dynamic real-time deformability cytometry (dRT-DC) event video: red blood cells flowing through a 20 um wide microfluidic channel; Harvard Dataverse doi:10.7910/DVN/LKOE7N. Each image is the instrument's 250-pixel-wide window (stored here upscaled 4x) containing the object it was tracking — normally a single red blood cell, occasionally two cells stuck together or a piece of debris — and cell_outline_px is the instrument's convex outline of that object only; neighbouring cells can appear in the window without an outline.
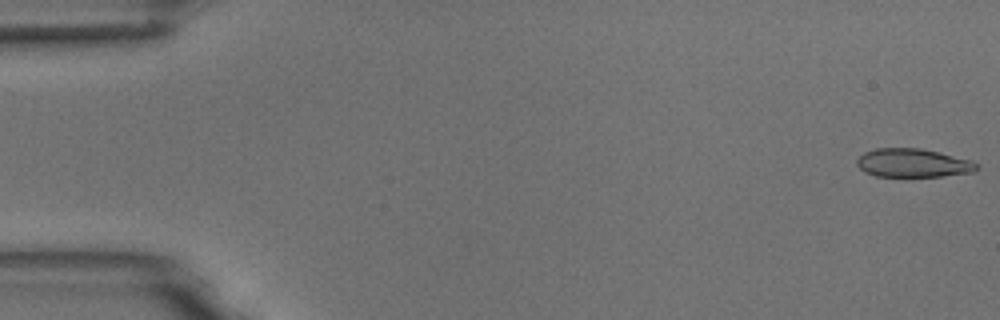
{"species": "common noctule bat (a hibernating species)", "species_latin": "Nyctalus noctula", "temperature_condition": "room temperature", "stored_images_in_passage": 49, "camera_frame_rate_fps": 3000, "um_per_image_px": 0.085, "animal": {"sex": "male", "body_mass_g": 18.8}, "frame": {"image": 1, "passage_image": 1, "time_ms": 0.0, "image_size_px": [1000, 320], "cell_outline_px": [[980, 168], [972, 172], [940, 176], [876, 176], [864, 172], [856, 164], [856, 160], [864, 152], [876, 148], [920, 148], [940, 152], [972, 160]], "centroid_in_image_um": [77.59, 13.84], "position_along_channel_um": 7.4, "area_um2": 19.94}}
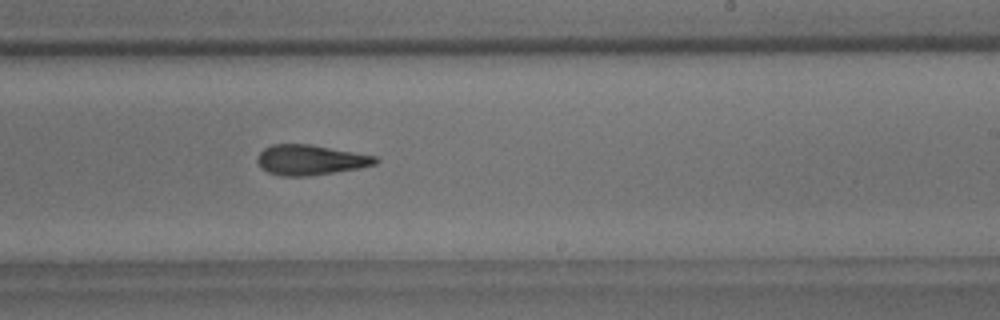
{"frame": {"image": 2, "passage_image": 33, "time_ms": 10.667, "image_size_px": [1000, 320], "cell_outline_px": [[380, 160], [376, 164], [360, 168], [308, 176], [280, 176], [268, 172], [260, 168], [256, 160], [256, 156], [264, 148], [272, 144], [312, 144], [376, 156]], "centroid_in_image_um": [26.36, 13.59], "position_along_channel_um": 262.6, "area_um2": 20.98}}
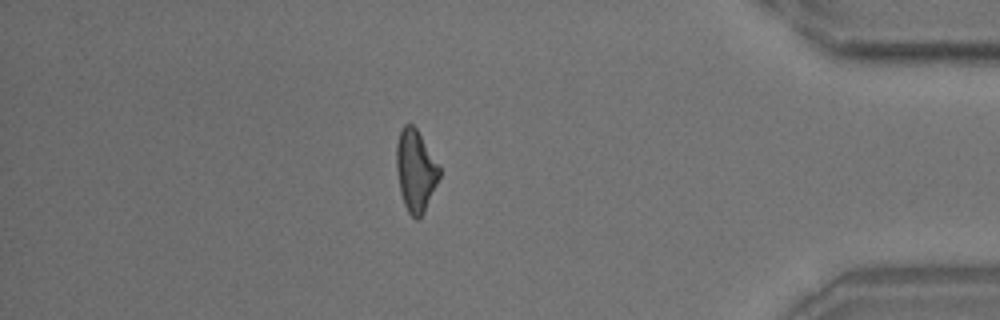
{"frame": {"image": 3, "passage_image": 47, "time_ms": 15.333, "image_size_px": [1000, 320], "cell_outline_px": [[440, 176], [424, 212], [416, 220], [408, 212], [404, 204], [400, 192], [396, 168], [396, 144], [400, 132], [404, 124], [412, 124], [416, 128], [440, 168]], "centroid_in_image_um": [35.3, 14.51], "position_along_channel_um": 399.9, "area_um2": 20.17}, "authors_computed_cell_mechanics": {"area_um2": 20.9814, "velocity_mm_per_s": 3.7281, "shape_relaxation_time_tau1_ms": 8.405, "shape_relaxation_time_tau2_ms": 3.8357, "deformation_change_tau1": 0.1899, "deformation_change_tau2": 0.1378}}